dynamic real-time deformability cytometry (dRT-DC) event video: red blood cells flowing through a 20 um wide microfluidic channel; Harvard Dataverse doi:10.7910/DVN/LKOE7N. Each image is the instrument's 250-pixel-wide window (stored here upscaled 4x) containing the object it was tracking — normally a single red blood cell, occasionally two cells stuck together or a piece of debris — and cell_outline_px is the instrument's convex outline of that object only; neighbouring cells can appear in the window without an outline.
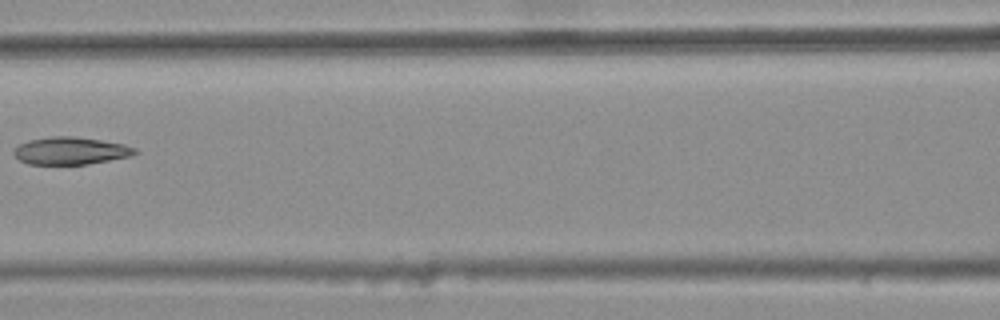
{"species": "common noctule bat (a hibernating species)", "species_latin": "Nyctalus noctula", "temperature_condition": "warm", "stored_images_in_passage": 6, "camera_frame_rate_fps": 3000, "um_per_image_px": 0.085, "animal": {"sex": "female", "body_mass_g": 25.1}, "frame": {"image": 1, "passage_image": 4, "time_ms": 1.0, "image_size_px": [1000, 320], "cell_outline_px": [[140, 152], [132, 156], [88, 164], [28, 164], [20, 160], [12, 152], [20, 144], [28, 140], [52, 136], [72, 136], [100, 140], [124, 144], [136, 148]], "centroid_in_image_um": [6.04, 12.82], "position_along_channel_um": 160.6, "area_um2": 19.36}}
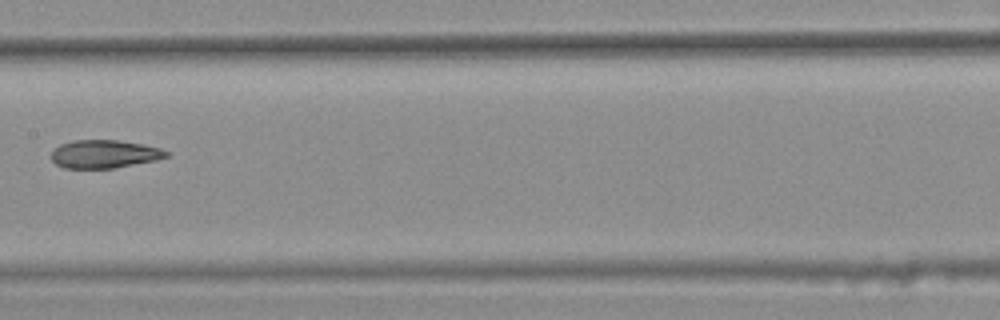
{"frame": {"image": 2, "passage_image": 5, "time_ms": 1.333, "image_size_px": [1000, 320], "cell_outline_px": [[168, 156], [156, 160], [112, 168], [64, 168], [56, 164], [52, 160], [52, 148], [60, 144], [72, 140], [120, 140], [160, 148], [168, 152]], "centroid_in_image_um": [8.82, 13.08], "position_along_channel_um": 198.6, "area_um2": 18.79}}
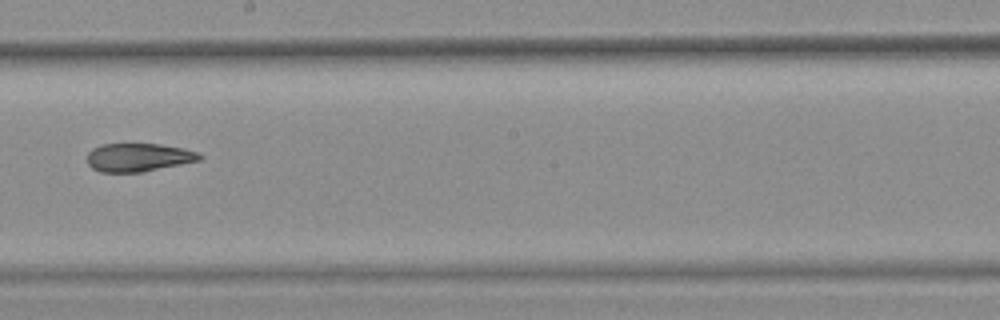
{"frame": {"image": 3, "passage_image": 6, "time_ms": 1.667, "image_size_px": [1000, 320], "cell_outline_px": [[204, 156], [200, 160], [144, 172], [100, 172], [92, 168], [88, 164], [88, 152], [92, 148], [104, 144], [160, 144], [184, 148], [200, 152]], "centroid_in_image_um": [11.8, 13.38], "position_along_channel_um": 236.4, "area_um2": 18.67}}